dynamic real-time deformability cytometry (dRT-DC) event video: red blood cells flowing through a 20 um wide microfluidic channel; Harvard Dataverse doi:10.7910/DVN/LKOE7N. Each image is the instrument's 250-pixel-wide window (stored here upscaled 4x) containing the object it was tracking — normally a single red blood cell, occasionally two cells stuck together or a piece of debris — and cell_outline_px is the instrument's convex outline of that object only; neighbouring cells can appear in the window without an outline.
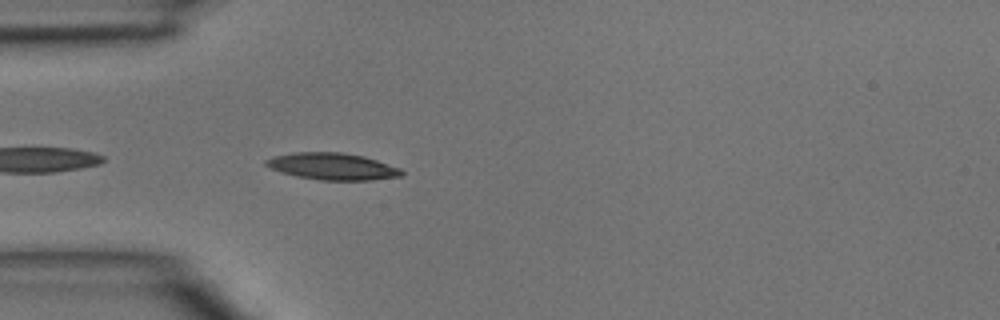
{"species": "common noctule bat (a hibernating species)", "species_latin": "Nyctalus noctula", "temperature_condition": "room temperature", "stored_images_in_passage": 9, "camera_frame_rate_fps": 3000, "um_per_image_px": 0.085, "animal": {"sex": "male", "body_mass_g": 15.6}, "frame": {"image": 1, "passage_image": 2, "time_ms": 0.333, "image_size_px": [1000, 320], "cell_outline_px": [[404, 172], [400, 176], [372, 180], [320, 180], [296, 176], [280, 172], [264, 164], [264, 160], [276, 156], [292, 152], [340, 152], [364, 156], [400, 168]], "centroid_in_image_um": [28.24, 14.14], "position_along_channel_um": 56.8, "area_um2": 21.1}}